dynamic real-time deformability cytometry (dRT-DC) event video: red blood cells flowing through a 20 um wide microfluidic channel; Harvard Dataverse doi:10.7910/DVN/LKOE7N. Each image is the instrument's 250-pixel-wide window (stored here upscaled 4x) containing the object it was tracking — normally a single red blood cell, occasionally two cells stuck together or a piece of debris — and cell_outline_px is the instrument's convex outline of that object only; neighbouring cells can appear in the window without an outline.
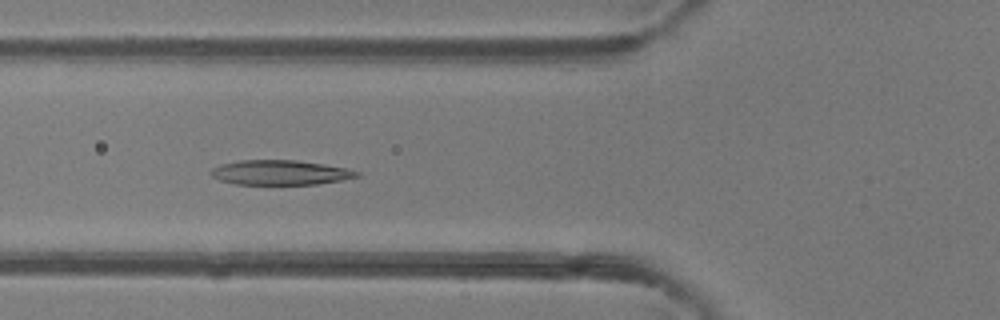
{"species": "common noctule bat (a hibernating species)", "species_latin": "Nyctalus noctula", "temperature_condition": "room temperature", "stored_images_in_passage": 5, "camera_frame_rate_fps": 3000, "um_per_image_px": 0.085, "animal": {"sex": "female"}, "frame": {"image": 1, "passage_image": 5, "time_ms": 4.667, "image_size_px": [1000, 320], "cell_outline_px": [[360, 176], [340, 180], [316, 184], [236, 184], [220, 180], [212, 176], [208, 172], [212, 168], [220, 164], [240, 160], [296, 160], [324, 164], [344, 168], [360, 172]], "centroid_in_image_um": [23.77, 14.66], "position_along_channel_um": 102.0, "area_um2": 20.92}}